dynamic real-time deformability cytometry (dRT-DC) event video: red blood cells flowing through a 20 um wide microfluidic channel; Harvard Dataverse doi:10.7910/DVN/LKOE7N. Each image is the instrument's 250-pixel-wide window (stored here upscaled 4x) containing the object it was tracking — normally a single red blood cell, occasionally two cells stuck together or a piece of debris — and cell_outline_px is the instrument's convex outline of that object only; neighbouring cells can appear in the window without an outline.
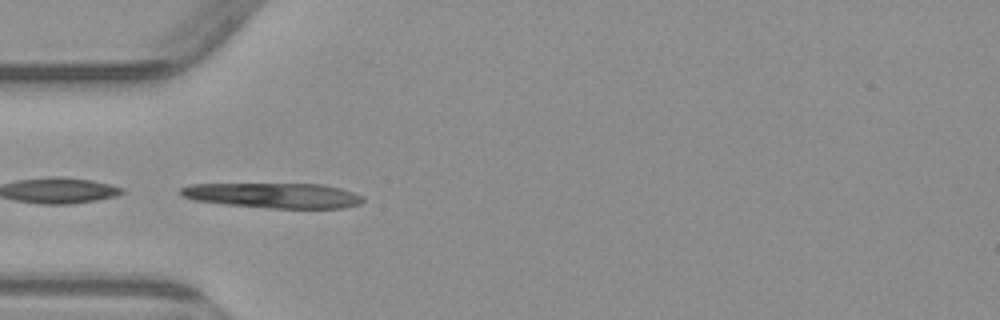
{"species": "common noctule bat (a hibernating species)", "species_latin": "Nyctalus noctula", "temperature_condition": "warm", "stored_images_in_passage": 5, "camera_frame_rate_fps": 3000, "um_per_image_px": 0.085, "animal": {"sex": "male", "body_mass_g": 23.1, "forearm_length_mm": 52.7}, "frame": {"image": 1, "passage_image": 5, "time_ms": 4.333, "image_size_px": [1000, 320], "cell_outline_px": [[364, 200], [360, 204], [344, 208], [268, 208], [224, 204], [192, 200], [180, 196], [180, 188], [192, 184], [324, 184], [340, 188], [364, 196]], "centroid_in_image_um": [23.25, 16.62], "position_along_channel_um": 61.8, "area_um2": 26.82}}